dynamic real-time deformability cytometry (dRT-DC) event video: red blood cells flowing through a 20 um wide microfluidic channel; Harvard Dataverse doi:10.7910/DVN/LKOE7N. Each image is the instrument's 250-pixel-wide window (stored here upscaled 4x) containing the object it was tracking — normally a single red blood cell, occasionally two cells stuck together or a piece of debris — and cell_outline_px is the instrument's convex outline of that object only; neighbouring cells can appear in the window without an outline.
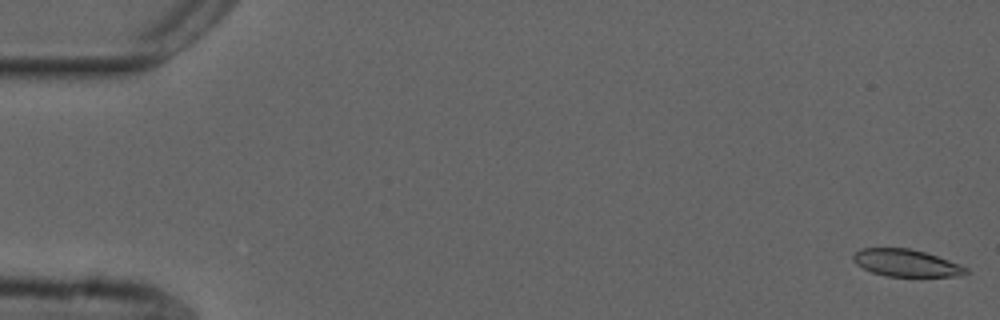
{"species": "common noctule bat (a hibernating species)", "species_latin": "Nyctalus noctula", "temperature_condition": "cold", "stored_images_in_passage": 55, "camera_frame_rate_fps": 3000, "um_per_image_px": 0.085, "animal": {"sex": "male", "forearm_length_mm": 52.5}, "frame": {"image": 1, "passage_image": 1, "time_ms": 0.0, "image_size_px": [1000, 320], "cell_outline_px": [[968, 272], [964, 276], [888, 276], [872, 272], [856, 264], [852, 260], [852, 256], [860, 248], [908, 248], [924, 252], [948, 260], [968, 268]], "centroid_in_image_um": [77.01, 22.35], "position_along_channel_um": 8.0, "area_um2": 17.69}}
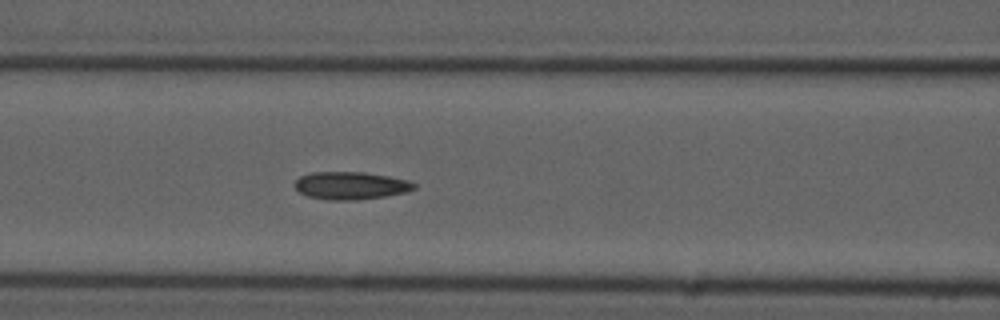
{"frame": {"image": 2, "passage_image": 23, "time_ms": 7.333, "image_size_px": [1000, 320], "cell_outline_px": [[416, 188], [408, 192], [384, 196], [356, 200], [328, 200], [308, 196], [300, 192], [292, 184], [300, 176], [312, 172], [364, 172], [388, 176], [408, 180], [416, 184]], "centroid_in_image_um": [29.81, 15.77], "position_along_channel_um": 136.8, "area_um2": 19.31}}
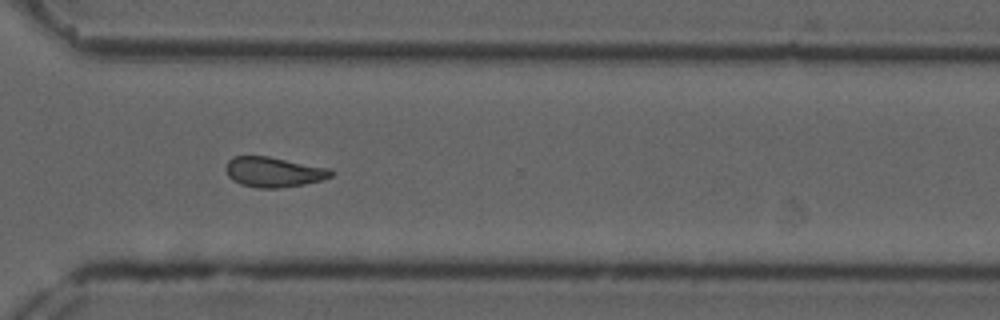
{"frame": {"image": 3, "passage_image": 40, "time_ms": 13.0, "image_size_px": [1000, 320], "cell_outline_px": [[336, 172], [332, 176], [320, 180], [304, 184], [280, 188], [256, 188], [240, 184], [232, 180], [228, 176], [224, 168], [228, 160], [232, 156], [268, 156], [328, 168]], "centroid_in_image_um": [23.22, 14.62], "position_along_channel_um": 347.4, "area_um2": 18.55}, "authors_computed_cell_mechanics": {"area_um2": 18.7272, "velocity_mm_per_s": 3.7251, "shape_relaxation_time_tau1_ms": null, "shape_relaxation_time_tau2_ms": 5.949, "deformation_change_tau1": null, "deformation_change_tau2": 0.1284}}